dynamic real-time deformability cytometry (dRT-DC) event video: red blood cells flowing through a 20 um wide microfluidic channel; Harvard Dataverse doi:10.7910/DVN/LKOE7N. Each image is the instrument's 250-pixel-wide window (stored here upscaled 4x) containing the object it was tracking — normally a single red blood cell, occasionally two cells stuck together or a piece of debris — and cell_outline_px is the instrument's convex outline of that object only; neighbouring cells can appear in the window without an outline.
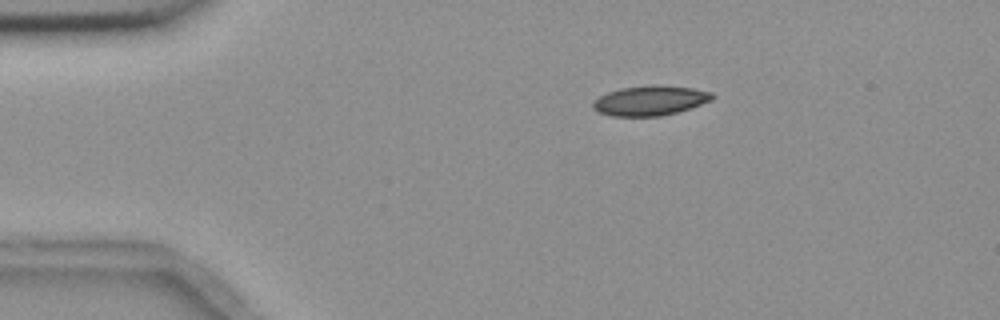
{"species": "common noctule bat (a hibernating species)", "species_latin": "Nyctalus noctula", "temperature_condition": "room temperature", "stored_images_in_passage": 3, "camera_frame_rate_fps": 3000, "um_per_image_px": 0.085, "animal": {"sex": "female", "body_mass_g": 18.4}, "frame": {"image": 1, "passage_image": 1, "time_ms": 0.0, "image_size_px": [1000, 320], "cell_outline_px": [[716, 96], [712, 100], [676, 112], [660, 116], [612, 116], [600, 112], [592, 108], [592, 104], [600, 96], [608, 92], [620, 88], [652, 84], [660, 84], [692, 88], [712, 92]], "centroid_in_image_um": [55.27, 8.53], "position_along_channel_um": 29.7, "area_um2": 20.69}}
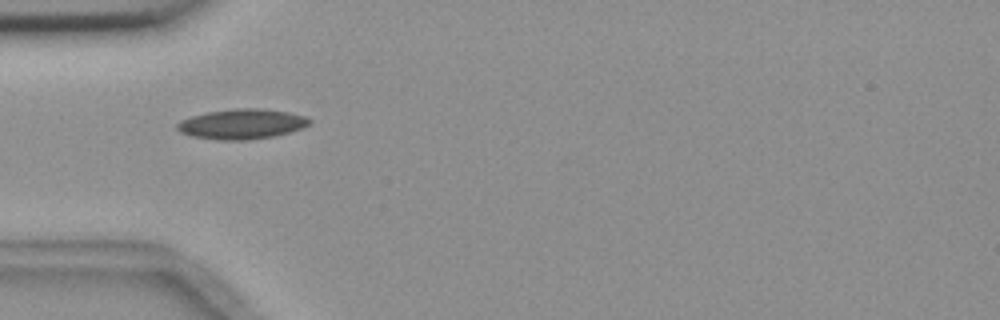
{"frame": {"image": 2, "passage_image": 3, "time_ms": 2.333, "image_size_px": [1000, 320], "cell_outline_px": [[312, 120], [304, 128], [276, 136], [248, 140], [216, 140], [192, 136], [180, 132], [176, 128], [176, 124], [180, 120], [192, 116], [208, 112], [236, 108], [260, 108], [288, 112], [304, 116]], "centroid_in_image_um": [20.56, 10.55], "position_along_channel_um": 64.4, "area_um2": 23.29}}